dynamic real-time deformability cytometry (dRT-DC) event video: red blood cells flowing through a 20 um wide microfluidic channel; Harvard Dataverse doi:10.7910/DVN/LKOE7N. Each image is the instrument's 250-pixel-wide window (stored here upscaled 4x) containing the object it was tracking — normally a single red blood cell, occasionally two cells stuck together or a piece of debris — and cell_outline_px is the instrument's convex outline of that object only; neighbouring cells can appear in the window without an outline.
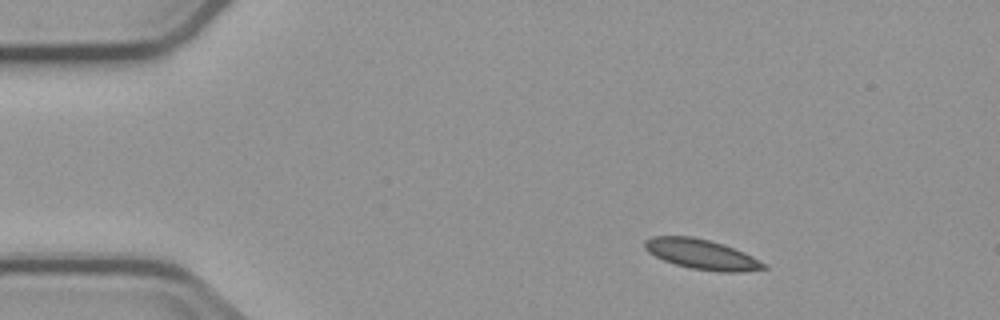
{"species": "common noctule bat (a hibernating species)", "species_latin": "Nyctalus noctula", "temperature_condition": "cold", "stored_images_in_passage": 2, "camera_frame_rate_fps": 3000, "um_per_image_px": 0.085, "animal": {"sex": "male", "body_mass_g": 23.1, "forearm_length_mm": 52.7}, "frame": {"image": 1, "passage_image": 1, "time_ms": 0.0, "image_size_px": [1000, 320], "cell_outline_px": [[768, 268], [744, 272], [720, 272], [692, 268], [676, 264], [664, 260], [648, 252], [644, 248], [644, 240], [652, 236], [692, 236], [724, 244], [744, 252], [768, 264]], "centroid_in_image_um": [59.67, 21.61], "position_along_channel_um": 25.3, "area_um2": 20.87}}